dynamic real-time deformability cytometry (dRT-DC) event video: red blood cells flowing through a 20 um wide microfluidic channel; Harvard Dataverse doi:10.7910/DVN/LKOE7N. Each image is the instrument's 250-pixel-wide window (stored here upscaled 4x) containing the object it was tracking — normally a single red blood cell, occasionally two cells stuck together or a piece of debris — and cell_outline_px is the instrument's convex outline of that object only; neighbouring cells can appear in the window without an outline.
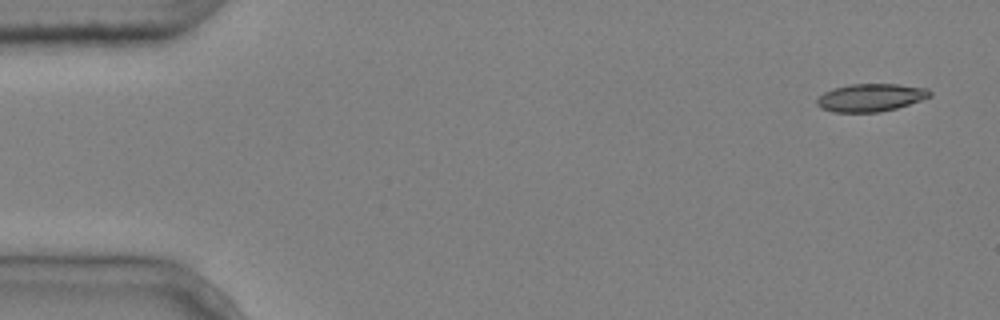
{"species": "common noctule bat (a hibernating species)", "species_latin": "Nyctalus noctula", "temperature_condition": "cold", "stored_images_in_passage": 4, "segment_of_instrument_passage": [1, 2], "camera_frame_rate_fps": 3000, "um_per_image_px": 0.085, "animal": {"sex": "male", "body_mass_g": 20.4}, "frame": {"image": 1, "passage_image": 1, "time_ms": 0.0, "image_size_px": [1000, 320], "cell_outline_px": [[932, 96], [896, 108], [880, 112], [832, 112], [820, 108], [816, 104], [816, 100], [824, 92], [832, 88], [852, 84], [900, 84], [928, 88], [932, 92]], "centroid_in_image_um": [74.0, 8.29], "position_along_channel_um": 11.0, "area_um2": 18.38}}